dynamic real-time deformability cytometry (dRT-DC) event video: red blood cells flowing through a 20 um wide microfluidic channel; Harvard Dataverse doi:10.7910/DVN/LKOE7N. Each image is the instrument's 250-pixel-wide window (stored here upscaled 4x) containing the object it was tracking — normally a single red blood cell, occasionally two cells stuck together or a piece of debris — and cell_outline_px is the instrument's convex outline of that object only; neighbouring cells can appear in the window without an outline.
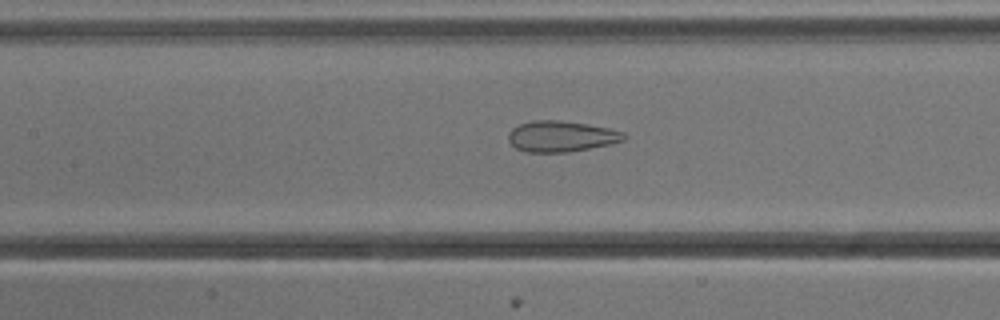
{"species": "common noctule bat (a hibernating species)", "species_latin": "Nyctalus noctula", "temperature_condition": "cold", "stored_images_in_passage": 53, "camera_frame_rate_fps": 3000, "um_per_image_px": 0.085, "animal": {"sex": "male", "body_mass_g": 13.3}, "frame": {"image": 1, "passage_image": 24, "time_ms": 7.667, "image_size_px": [1000, 320], "cell_outline_px": [[628, 136], [624, 140], [612, 144], [568, 152], [528, 152], [516, 148], [508, 140], [508, 132], [512, 128], [520, 124], [532, 120], [560, 120], [608, 128], [624, 132]], "centroid_in_image_um": [47.71, 11.59], "position_along_channel_um": 159.7, "area_um2": 20.81}}
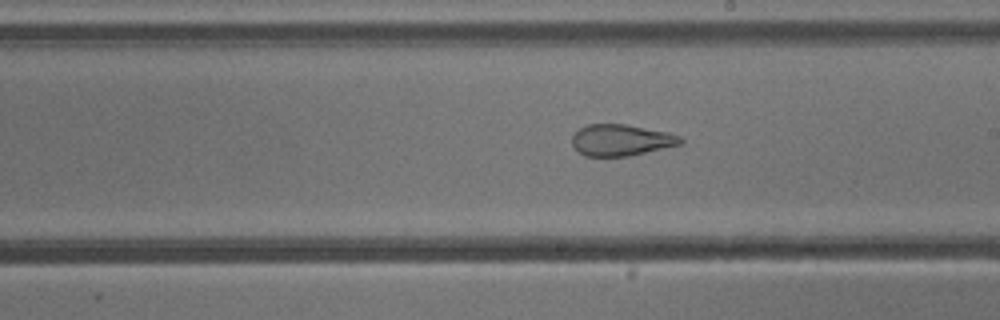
{"frame": {"image": 2, "passage_image": 30, "time_ms": 9.667, "image_size_px": [1000, 320], "cell_outline_px": [[684, 140], [680, 144], [628, 156], [584, 156], [572, 144], [572, 136], [580, 128], [588, 124], [624, 124], [668, 132], [680, 136]], "centroid_in_image_um": [52.78, 11.9], "position_along_channel_um": 236.2, "area_um2": 19.59}}
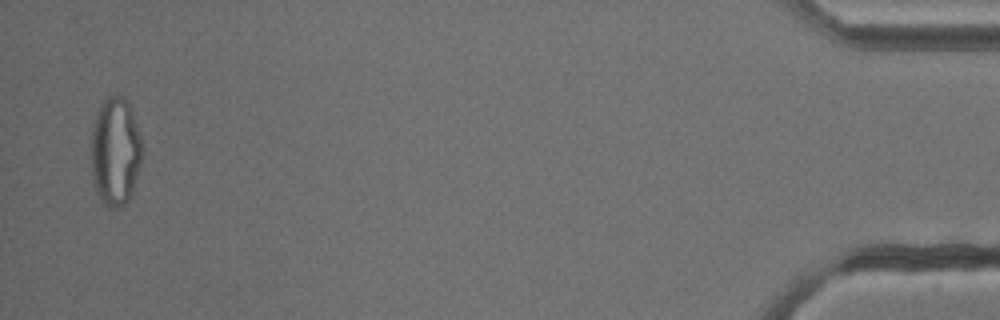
{"frame": {"image": 3, "passage_image": 52, "time_ms": 17.0, "image_size_px": [1000, 320], "cell_outline_px": [[140, 160], [132, 192], [128, 200], [124, 204], [116, 208], [108, 208], [100, 200], [96, 192], [92, 180], [92, 128], [96, 112], [100, 104], [108, 96], [124, 96], [128, 100], [140, 136]], "centroid_in_image_um": [9.77, 12.87], "position_along_channel_um": 425.4, "area_um2": 31.91}, "authors_computed_cell_mechanics": {"area_um2": 27.9752, "velocity_mm_per_s": 3.8438, "shape_relaxation_time_tau1_ms": null, "shape_relaxation_time_tau2_ms": 1.1592, "deformation_change_tau1": null, "deformation_change_tau2": 0.0879}}